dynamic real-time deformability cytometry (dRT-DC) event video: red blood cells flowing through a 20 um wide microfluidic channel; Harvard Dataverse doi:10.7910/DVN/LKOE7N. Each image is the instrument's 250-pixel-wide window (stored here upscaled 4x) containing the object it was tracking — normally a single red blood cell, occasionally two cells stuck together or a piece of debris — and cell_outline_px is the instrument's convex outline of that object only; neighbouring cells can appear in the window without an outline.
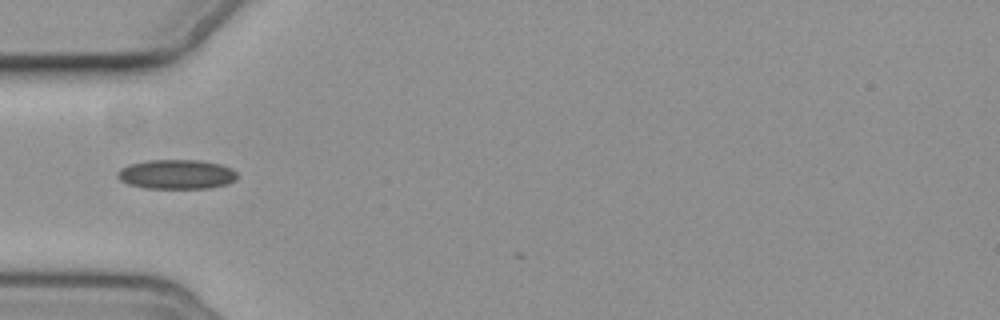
{"species": "common noctule bat (a hibernating species)", "species_latin": "Nyctalus noctula", "temperature_condition": "cold", "stored_images_in_passage": 3, "camera_frame_rate_fps": 3000, "um_per_image_px": 0.085, "animal": {"sex": "female", "body_mass_g": 19.3, "forearm_length_mm": 54.1}, "frame": {"image": 1, "passage_image": 2, "time_ms": 1.0, "image_size_px": [1000, 320], "cell_outline_px": [[236, 180], [228, 184], [208, 188], [144, 188], [128, 184], [120, 180], [116, 176], [116, 172], [120, 168], [128, 164], [148, 160], [200, 160], [220, 164], [232, 168], [236, 172]], "centroid_in_image_um": [14.98, 14.81], "position_along_channel_um": 70.0, "area_um2": 20.75}}